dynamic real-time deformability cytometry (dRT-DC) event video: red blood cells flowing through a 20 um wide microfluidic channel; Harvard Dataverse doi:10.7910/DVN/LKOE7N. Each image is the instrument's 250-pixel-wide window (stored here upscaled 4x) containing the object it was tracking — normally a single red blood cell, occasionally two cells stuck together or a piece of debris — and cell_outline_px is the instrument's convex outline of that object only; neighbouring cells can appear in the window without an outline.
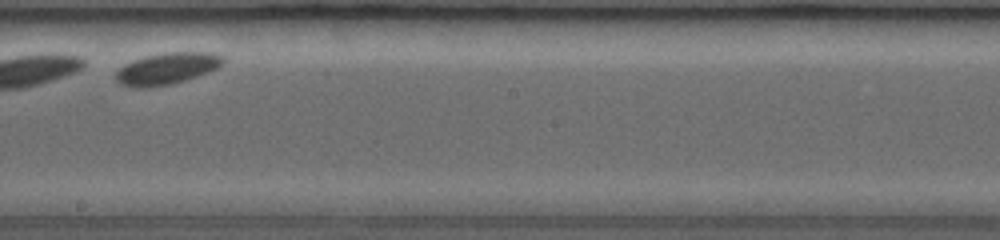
{"species": "common noctule bat (a hibernating species)", "species_latin": "Nyctalus noctula", "temperature_condition": "room temperature", "stored_images_in_passage": 63, "camera_frame_rate_fps": 3000, "um_per_image_px": 0.085, "animal": {"sex": "female", "body_mass_g": 19.0, "forearm_length_mm": 53.3}, "frame": {"image": 1, "passage_image": 31, "time_ms": 4.667, "image_size_px": [1000, 240], "cell_outline_px": [[224, 64], [208, 72], [172, 84], [148, 88], [128, 88], [120, 84], [116, 80], [116, 72], [124, 64], [132, 60], [144, 56], [164, 52], [212, 52], [224, 56]], "centroid_in_image_um": [14.16, 5.83], "position_along_channel_um": 234.0, "area_um2": 20.06}}